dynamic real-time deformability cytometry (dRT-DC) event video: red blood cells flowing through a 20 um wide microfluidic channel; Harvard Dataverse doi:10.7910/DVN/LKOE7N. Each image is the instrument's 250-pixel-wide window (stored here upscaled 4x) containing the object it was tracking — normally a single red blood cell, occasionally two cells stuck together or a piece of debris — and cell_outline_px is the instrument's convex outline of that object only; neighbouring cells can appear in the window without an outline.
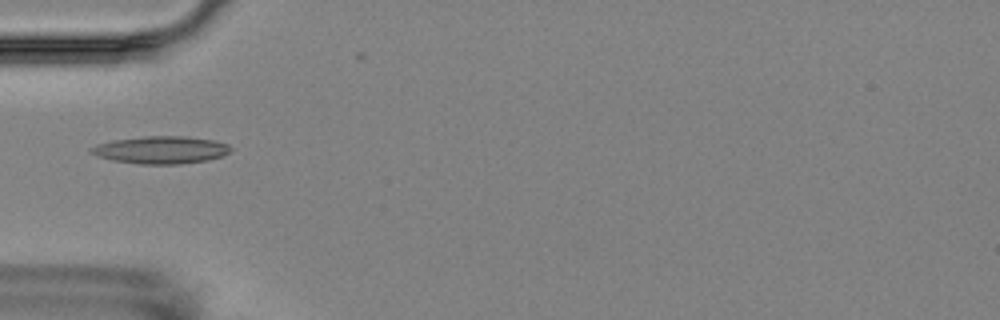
{"species": "Egyptian fruit bat (a non-hibernating species)", "species_latin": "Rousettus aegyptiacus", "temperature_condition": "room temperature", "stored_images_in_passage": 6, "camera_frame_rate_fps": 3000, "um_per_image_px": 0.085, "animal": {"sex": "female"}, "frame": {"image": 1, "passage_image": 5, "time_ms": 5.667, "image_size_px": [1000, 320], "cell_outline_px": [[232, 148], [228, 152], [220, 156], [208, 160], [180, 164], [140, 164], [112, 160], [96, 156], [88, 152], [88, 148], [96, 144], [112, 140], [144, 136], [188, 136], [212, 140], [228, 144]], "centroid_in_image_um": [13.61, 12.74], "position_along_channel_um": 71.4, "area_um2": 22.48}}